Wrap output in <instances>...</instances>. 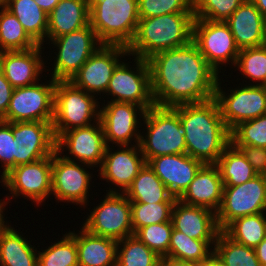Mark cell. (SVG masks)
Masks as SVG:
<instances>
[{"label": "cell", "mask_w": 266, "mask_h": 266, "mask_svg": "<svg viewBox=\"0 0 266 266\" xmlns=\"http://www.w3.org/2000/svg\"><path fill=\"white\" fill-rule=\"evenodd\" d=\"M155 106L174 107L214 98L219 73L192 40L147 59Z\"/></svg>", "instance_id": "obj_1"}, {"label": "cell", "mask_w": 266, "mask_h": 266, "mask_svg": "<svg viewBox=\"0 0 266 266\" xmlns=\"http://www.w3.org/2000/svg\"><path fill=\"white\" fill-rule=\"evenodd\" d=\"M180 118L186 142V154L203 164H216L231 143L230 130L224 123L214 98L171 107Z\"/></svg>", "instance_id": "obj_2"}, {"label": "cell", "mask_w": 266, "mask_h": 266, "mask_svg": "<svg viewBox=\"0 0 266 266\" xmlns=\"http://www.w3.org/2000/svg\"><path fill=\"white\" fill-rule=\"evenodd\" d=\"M194 13H170L139 19L129 56L144 60L154 54L184 46L192 41Z\"/></svg>", "instance_id": "obj_3"}, {"label": "cell", "mask_w": 266, "mask_h": 266, "mask_svg": "<svg viewBox=\"0 0 266 266\" xmlns=\"http://www.w3.org/2000/svg\"><path fill=\"white\" fill-rule=\"evenodd\" d=\"M139 19L138 0H89V24L102 44L128 47Z\"/></svg>", "instance_id": "obj_4"}, {"label": "cell", "mask_w": 266, "mask_h": 266, "mask_svg": "<svg viewBox=\"0 0 266 266\" xmlns=\"http://www.w3.org/2000/svg\"><path fill=\"white\" fill-rule=\"evenodd\" d=\"M142 121L147 132L141 134L139 146L146 163L154 157L186 153L180 118L171 107L149 108Z\"/></svg>", "instance_id": "obj_5"}, {"label": "cell", "mask_w": 266, "mask_h": 266, "mask_svg": "<svg viewBox=\"0 0 266 266\" xmlns=\"http://www.w3.org/2000/svg\"><path fill=\"white\" fill-rule=\"evenodd\" d=\"M95 97L76 87L71 81H56L52 122L55 139L65 131L99 121L100 104Z\"/></svg>", "instance_id": "obj_6"}, {"label": "cell", "mask_w": 266, "mask_h": 266, "mask_svg": "<svg viewBox=\"0 0 266 266\" xmlns=\"http://www.w3.org/2000/svg\"><path fill=\"white\" fill-rule=\"evenodd\" d=\"M57 48L52 66L51 78L55 81H70L81 66L103 44L99 41L90 24L86 27L51 39L46 44Z\"/></svg>", "instance_id": "obj_7"}, {"label": "cell", "mask_w": 266, "mask_h": 266, "mask_svg": "<svg viewBox=\"0 0 266 266\" xmlns=\"http://www.w3.org/2000/svg\"><path fill=\"white\" fill-rule=\"evenodd\" d=\"M1 180L0 183L2 182L12 195L9 194L5 199H0L6 206L10 198L16 199L21 195L39 206L52 194V155L18 165L4 175Z\"/></svg>", "instance_id": "obj_8"}, {"label": "cell", "mask_w": 266, "mask_h": 266, "mask_svg": "<svg viewBox=\"0 0 266 266\" xmlns=\"http://www.w3.org/2000/svg\"><path fill=\"white\" fill-rule=\"evenodd\" d=\"M94 206L82 227L92 234L120 241L133 235L131 202L124 193L107 192Z\"/></svg>", "instance_id": "obj_9"}, {"label": "cell", "mask_w": 266, "mask_h": 266, "mask_svg": "<svg viewBox=\"0 0 266 266\" xmlns=\"http://www.w3.org/2000/svg\"><path fill=\"white\" fill-rule=\"evenodd\" d=\"M48 82L14 88L6 114L0 120L53 122L56 81L51 78Z\"/></svg>", "instance_id": "obj_10"}, {"label": "cell", "mask_w": 266, "mask_h": 266, "mask_svg": "<svg viewBox=\"0 0 266 266\" xmlns=\"http://www.w3.org/2000/svg\"><path fill=\"white\" fill-rule=\"evenodd\" d=\"M136 66L121 61L113 71L106 95L112 96L111 101L133 103L145 110L155 106L150 80V69L147 60L136 57Z\"/></svg>", "instance_id": "obj_11"}, {"label": "cell", "mask_w": 266, "mask_h": 266, "mask_svg": "<svg viewBox=\"0 0 266 266\" xmlns=\"http://www.w3.org/2000/svg\"><path fill=\"white\" fill-rule=\"evenodd\" d=\"M220 80L219 76L214 99L218 103L222 119L230 131L241 122L265 114L266 86L244 84V86L229 89L230 93H226L221 89L222 82Z\"/></svg>", "instance_id": "obj_12"}, {"label": "cell", "mask_w": 266, "mask_h": 266, "mask_svg": "<svg viewBox=\"0 0 266 266\" xmlns=\"http://www.w3.org/2000/svg\"><path fill=\"white\" fill-rule=\"evenodd\" d=\"M192 40L218 73L226 63L235 66L240 50L226 22L194 18Z\"/></svg>", "instance_id": "obj_13"}, {"label": "cell", "mask_w": 266, "mask_h": 266, "mask_svg": "<svg viewBox=\"0 0 266 266\" xmlns=\"http://www.w3.org/2000/svg\"><path fill=\"white\" fill-rule=\"evenodd\" d=\"M266 211V175L237 185L224 186L222 203L216 212L217 223L222 231L233 220Z\"/></svg>", "instance_id": "obj_14"}, {"label": "cell", "mask_w": 266, "mask_h": 266, "mask_svg": "<svg viewBox=\"0 0 266 266\" xmlns=\"http://www.w3.org/2000/svg\"><path fill=\"white\" fill-rule=\"evenodd\" d=\"M86 167V168H84ZM87 168L94 167L62 157L57 151L52 154V194L61 202L87 206L92 175Z\"/></svg>", "instance_id": "obj_15"}, {"label": "cell", "mask_w": 266, "mask_h": 266, "mask_svg": "<svg viewBox=\"0 0 266 266\" xmlns=\"http://www.w3.org/2000/svg\"><path fill=\"white\" fill-rule=\"evenodd\" d=\"M103 105L99 109V120L103 127L107 146H111L110 144L118 147L130 146L133 139L135 145L139 144L143 132L141 133L138 128L143 126L141 118L144 117L146 110L139 105L125 102L108 101Z\"/></svg>", "instance_id": "obj_16"}, {"label": "cell", "mask_w": 266, "mask_h": 266, "mask_svg": "<svg viewBox=\"0 0 266 266\" xmlns=\"http://www.w3.org/2000/svg\"><path fill=\"white\" fill-rule=\"evenodd\" d=\"M55 147L60 155L68 150L69 155L62 156L67 160L100 168L107 147L100 120L86 127L63 132L56 138Z\"/></svg>", "instance_id": "obj_17"}, {"label": "cell", "mask_w": 266, "mask_h": 266, "mask_svg": "<svg viewBox=\"0 0 266 266\" xmlns=\"http://www.w3.org/2000/svg\"><path fill=\"white\" fill-rule=\"evenodd\" d=\"M127 47L121 45L100 46L70 80L76 87L96 95L106 93L109 81L121 58L128 56Z\"/></svg>", "instance_id": "obj_18"}, {"label": "cell", "mask_w": 266, "mask_h": 266, "mask_svg": "<svg viewBox=\"0 0 266 266\" xmlns=\"http://www.w3.org/2000/svg\"><path fill=\"white\" fill-rule=\"evenodd\" d=\"M14 167L51 156L56 151L52 122H12Z\"/></svg>", "instance_id": "obj_19"}, {"label": "cell", "mask_w": 266, "mask_h": 266, "mask_svg": "<svg viewBox=\"0 0 266 266\" xmlns=\"http://www.w3.org/2000/svg\"><path fill=\"white\" fill-rule=\"evenodd\" d=\"M114 147H106L103 162L97 170L99 171L97 176L101 177L99 179L115 185L116 188H110L106 191L124 193L144 167L146 161L139 144L119 146L115 151L113 150ZM117 187L119 190H117Z\"/></svg>", "instance_id": "obj_20"}, {"label": "cell", "mask_w": 266, "mask_h": 266, "mask_svg": "<svg viewBox=\"0 0 266 266\" xmlns=\"http://www.w3.org/2000/svg\"><path fill=\"white\" fill-rule=\"evenodd\" d=\"M171 222L175 230L191 238L204 240L213 249L221 231L216 212L206 207L185 204L178 199L173 205Z\"/></svg>", "instance_id": "obj_21"}, {"label": "cell", "mask_w": 266, "mask_h": 266, "mask_svg": "<svg viewBox=\"0 0 266 266\" xmlns=\"http://www.w3.org/2000/svg\"><path fill=\"white\" fill-rule=\"evenodd\" d=\"M147 164L177 199L185 192L203 163L188 154L151 158Z\"/></svg>", "instance_id": "obj_22"}, {"label": "cell", "mask_w": 266, "mask_h": 266, "mask_svg": "<svg viewBox=\"0 0 266 266\" xmlns=\"http://www.w3.org/2000/svg\"><path fill=\"white\" fill-rule=\"evenodd\" d=\"M44 47L0 52V68L13 88L25 87L40 81L46 63L42 60ZM40 78V79H39Z\"/></svg>", "instance_id": "obj_23"}, {"label": "cell", "mask_w": 266, "mask_h": 266, "mask_svg": "<svg viewBox=\"0 0 266 266\" xmlns=\"http://www.w3.org/2000/svg\"><path fill=\"white\" fill-rule=\"evenodd\" d=\"M224 183L216 164H203L185 192L181 202L217 212L222 203Z\"/></svg>", "instance_id": "obj_24"}, {"label": "cell", "mask_w": 266, "mask_h": 266, "mask_svg": "<svg viewBox=\"0 0 266 266\" xmlns=\"http://www.w3.org/2000/svg\"><path fill=\"white\" fill-rule=\"evenodd\" d=\"M225 22L239 50L265 45L266 19L251 0H244Z\"/></svg>", "instance_id": "obj_25"}, {"label": "cell", "mask_w": 266, "mask_h": 266, "mask_svg": "<svg viewBox=\"0 0 266 266\" xmlns=\"http://www.w3.org/2000/svg\"><path fill=\"white\" fill-rule=\"evenodd\" d=\"M69 233L75 238L79 266H116L118 241L84 229Z\"/></svg>", "instance_id": "obj_26"}, {"label": "cell", "mask_w": 266, "mask_h": 266, "mask_svg": "<svg viewBox=\"0 0 266 266\" xmlns=\"http://www.w3.org/2000/svg\"><path fill=\"white\" fill-rule=\"evenodd\" d=\"M89 25V0H60L48 14L46 41Z\"/></svg>", "instance_id": "obj_27"}, {"label": "cell", "mask_w": 266, "mask_h": 266, "mask_svg": "<svg viewBox=\"0 0 266 266\" xmlns=\"http://www.w3.org/2000/svg\"><path fill=\"white\" fill-rule=\"evenodd\" d=\"M20 233L9 223L0 232V266H38L36 246Z\"/></svg>", "instance_id": "obj_28"}, {"label": "cell", "mask_w": 266, "mask_h": 266, "mask_svg": "<svg viewBox=\"0 0 266 266\" xmlns=\"http://www.w3.org/2000/svg\"><path fill=\"white\" fill-rule=\"evenodd\" d=\"M124 194L130 202L146 204L175 202L177 200L147 163Z\"/></svg>", "instance_id": "obj_29"}, {"label": "cell", "mask_w": 266, "mask_h": 266, "mask_svg": "<svg viewBox=\"0 0 266 266\" xmlns=\"http://www.w3.org/2000/svg\"><path fill=\"white\" fill-rule=\"evenodd\" d=\"M3 6L22 24L28 35L38 44L44 45L48 31V14L35 0H7Z\"/></svg>", "instance_id": "obj_30"}, {"label": "cell", "mask_w": 266, "mask_h": 266, "mask_svg": "<svg viewBox=\"0 0 266 266\" xmlns=\"http://www.w3.org/2000/svg\"><path fill=\"white\" fill-rule=\"evenodd\" d=\"M216 165L224 186H237L258 175L242 151L232 143L225 148Z\"/></svg>", "instance_id": "obj_31"}, {"label": "cell", "mask_w": 266, "mask_h": 266, "mask_svg": "<svg viewBox=\"0 0 266 266\" xmlns=\"http://www.w3.org/2000/svg\"><path fill=\"white\" fill-rule=\"evenodd\" d=\"M204 240H197L172 229L168 254L162 260L203 263L214 249Z\"/></svg>", "instance_id": "obj_32"}, {"label": "cell", "mask_w": 266, "mask_h": 266, "mask_svg": "<svg viewBox=\"0 0 266 266\" xmlns=\"http://www.w3.org/2000/svg\"><path fill=\"white\" fill-rule=\"evenodd\" d=\"M222 231L232 240L255 248L266 237V213L237 218Z\"/></svg>", "instance_id": "obj_33"}, {"label": "cell", "mask_w": 266, "mask_h": 266, "mask_svg": "<svg viewBox=\"0 0 266 266\" xmlns=\"http://www.w3.org/2000/svg\"><path fill=\"white\" fill-rule=\"evenodd\" d=\"M37 46L16 16L0 5V52L28 50Z\"/></svg>", "instance_id": "obj_34"}, {"label": "cell", "mask_w": 266, "mask_h": 266, "mask_svg": "<svg viewBox=\"0 0 266 266\" xmlns=\"http://www.w3.org/2000/svg\"><path fill=\"white\" fill-rule=\"evenodd\" d=\"M161 263L162 258L134 234L118 241L116 266H161Z\"/></svg>", "instance_id": "obj_35"}, {"label": "cell", "mask_w": 266, "mask_h": 266, "mask_svg": "<svg viewBox=\"0 0 266 266\" xmlns=\"http://www.w3.org/2000/svg\"><path fill=\"white\" fill-rule=\"evenodd\" d=\"M214 253L226 266H261L254 248L232 240L223 231L218 234Z\"/></svg>", "instance_id": "obj_36"}, {"label": "cell", "mask_w": 266, "mask_h": 266, "mask_svg": "<svg viewBox=\"0 0 266 266\" xmlns=\"http://www.w3.org/2000/svg\"><path fill=\"white\" fill-rule=\"evenodd\" d=\"M234 68L253 82L248 85L266 86V45L241 49Z\"/></svg>", "instance_id": "obj_37"}, {"label": "cell", "mask_w": 266, "mask_h": 266, "mask_svg": "<svg viewBox=\"0 0 266 266\" xmlns=\"http://www.w3.org/2000/svg\"><path fill=\"white\" fill-rule=\"evenodd\" d=\"M52 244L38 251V266H79L76 241L69 232Z\"/></svg>", "instance_id": "obj_38"}, {"label": "cell", "mask_w": 266, "mask_h": 266, "mask_svg": "<svg viewBox=\"0 0 266 266\" xmlns=\"http://www.w3.org/2000/svg\"><path fill=\"white\" fill-rule=\"evenodd\" d=\"M175 202H131V222L134 234L142 227L171 221Z\"/></svg>", "instance_id": "obj_39"}, {"label": "cell", "mask_w": 266, "mask_h": 266, "mask_svg": "<svg viewBox=\"0 0 266 266\" xmlns=\"http://www.w3.org/2000/svg\"><path fill=\"white\" fill-rule=\"evenodd\" d=\"M233 145L266 148V115L239 123L230 131Z\"/></svg>", "instance_id": "obj_40"}, {"label": "cell", "mask_w": 266, "mask_h": 266, "mask_svg": "<svg viewBox=\"0 0 266 266\" xmlns=\"http://www.w3.org/2000/svg\"><path fill=\"white\" fill-rule=\"evenodd\" d=\"M172 229L168 221L142 227L134 235L163 259L168 254Z\"/></svg>", "instance_id": "obj_41"}, {"label": "cell", "mask_w": 266, "mask_h": 266, "mask_svg": "<svg viewBox=\"0 0 266 266\" xmlns=\"http://www.w3.org/2000/svg\"><path fill=\"white\" fill-rule=\"evenodd\" d=\"M244 0H193L194 18L225 22Z\"/></svg>", "instance_id": "obj_42"}, {"label": "cell", "mask_w": 266, "mask_h": 266, "mask_svg": "<svg viewBox=\"0 0 266 266\" xmlns=\"http://www.w3.org/2000/svg\"><path fill=\"white\" fill-rule=\"evenodd\" d=\"M170 13H194L193 0H138L140 19Z\"/></svg>", "instance_id": "obj_43"}, {"label": "cell", "mask_w": 266, "mask_h": 266, "mask_svg": "<svg viewBox=\"0 0 266 266\" xmlns=\"http://www.w3.org/2000/svg\"><path fill=\"white\" fill-rule=\"evenodd\" d=\"M0 162L3 168L1 178L14 168V135L12 122L0 120Z\"/></svg>", "instance_id": "obj_44"}, {"label": "cell", "mask_w": 266, "mask_h": 266, "mask_svg": "<svg viewBox=\"0 0 266 266\" xmlns=\"http://www.w3.org/2000/svg\"><path fill=\"white\" fill-rule=\"evenodd\" d=\"M245 155L258 175H266V148L249 145H234Z\"/></svg>", "instance_id": "obj_45"}, {"label": "cell", "mask_w": 266, "mask_h": 266, "mask_svg": "<svg viewBox=\"0 0 266 266\" xmlns=\"http://www.w3.org/2000/svg\"><path fill=\"white\" fill-rule=\"evenodd\" d=\"M14 88L0 68V119L6 114Z\"/></svg>", "instance_id": "obj_46"}, {"label": "cell", "mask_w": 266, "mask_h": 266, "mask_svg": "<svg viewBox=\"0 0 266 266\" xmlns=\"http://www.w3.org/2000/svg\"><path fill=\"white\" fill-rule=\"evenodd\" d=\"M261 266H266V237L254 248Z\"/></svg>", "instance_id": "obj_47"}, {"label": "cell", "mask_w": 266, "mask_h": 266, "mask_svg": "<svg viewBox=\"0 0 266 266\" xmlns=\"http://www.w3.org/2000/svg\"><path fill=\"white\" fill-rule=\"evenodd\" d=\"M60 0H35L38 6L47 14H49Z\"/></svg>", "instance_id": "obj_48"}, {"label": "cell", "mask_w": 266, "mask_h": 266, "mask_svg": "<svg viewBox=\"0 0 266 266\" xmlns=\"http://www.w3.org/2000/svg\"><path fill=\"white\" fill-rule=\"evenodd\" d=\"M161 266H202L199 262L162 260Z\"/></svg>", "instance_id": "obj_49"}, {"label": "cell", "mask_w": 266, "mask_h": 266, "mask_svg": "<svg viewBox=\"0 0 266 266\" xmlns=\"http://www.w3.org/2000/svg\"><path fill=\"white\" fill-rule=\"evenodd\" d=\"M202 266H226L224 263L213 253L207 260L202 263Z\"/></svg>", "instance_id": "obj_50"}, {"label": "cell", "mask_w": 266, "mask_h": 266, "mask_svg": "<svg viewBox=\"0 0 266 266\" xmlns=\"http://www.w3.org/2000/svg\"><path fill=\"white\" fill-rule=\"evenodd\" d=\"M6 208V205L0 200V232L6 227V225L8 224V221H4L6 220L5 214H4V210ZM4 214V215H3Z\"/></svg>", "instance_id": "obj_51"}, {"label": "cell", "mask_w": 266, "mask_h": 266, "mask_svg": "<svg viewBox=\"0 0 266 266\" xmlns=\"http://www.w3.org/2000/svg\"><path fill=\"white\" fill-rule=\"evenodd\" d=\"M266 19V0H251Z\"/></svg>", "instance_id": "obj_52"}, {"label": "cell", "mask_w": 266, "mask_h": 266, "mask_svg": "<svg viewBox=\"0 0 266 266\" xmlns=\"http://www.w3.org/2000/svg\"><path fill=\"white\" fill-rule=\"evenodd\" d=\"M7 0H0V5H3Z\"/></svg>", "instance_id": "obj_53"}, {"label": "cell", "mask_w": 266, "mask_h": 266, "mask_svg": "<svg viewBox=\"0 0 266 266\" xmlns=\"http://www.w3.org/2000/svg\"><path fill=\"white\" fill-rule=\"evenodd\" d=\"M265 45H266V27H265Z\"/></svg>", "instance_id": "obj_54"}]
</instances>
